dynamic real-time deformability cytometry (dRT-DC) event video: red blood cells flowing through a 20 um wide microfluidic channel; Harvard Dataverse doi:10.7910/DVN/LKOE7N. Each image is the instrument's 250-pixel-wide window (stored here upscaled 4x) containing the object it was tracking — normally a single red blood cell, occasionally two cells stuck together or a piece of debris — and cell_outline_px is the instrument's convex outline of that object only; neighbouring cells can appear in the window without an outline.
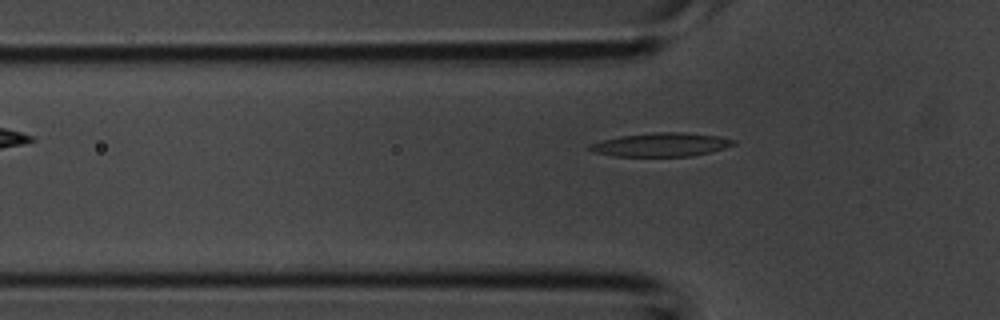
{"species": "common noctule bat (a hibernating species)", "species_latin": "Nyctalus noctula", "temperature_condition": "room temperature", "stored_images_in_passage": 4, "camera_frame_rate_fps": 3000, "um_per_image_px": 0.085, "animal": {"sex": "male", "body_mass_g": 20.1, "forearm_length_mm": 53.5}, "frame": {"image": 1, "passage_image": 4, "time_ms": 1.0, "image_size_px": [1000, 320], "cell_outline_px": [[736, 144], [724, 148], [692, 156], [612, 156], [592, 152], [588, 148], [588, 144], [620, 136], [652, 132], [684, 132], [720, 136], [736, 140]], "centroid_in_image_um": [56.19, 12.29], "position_along_channel_um": 69.6, "area_um2": 19.88}}